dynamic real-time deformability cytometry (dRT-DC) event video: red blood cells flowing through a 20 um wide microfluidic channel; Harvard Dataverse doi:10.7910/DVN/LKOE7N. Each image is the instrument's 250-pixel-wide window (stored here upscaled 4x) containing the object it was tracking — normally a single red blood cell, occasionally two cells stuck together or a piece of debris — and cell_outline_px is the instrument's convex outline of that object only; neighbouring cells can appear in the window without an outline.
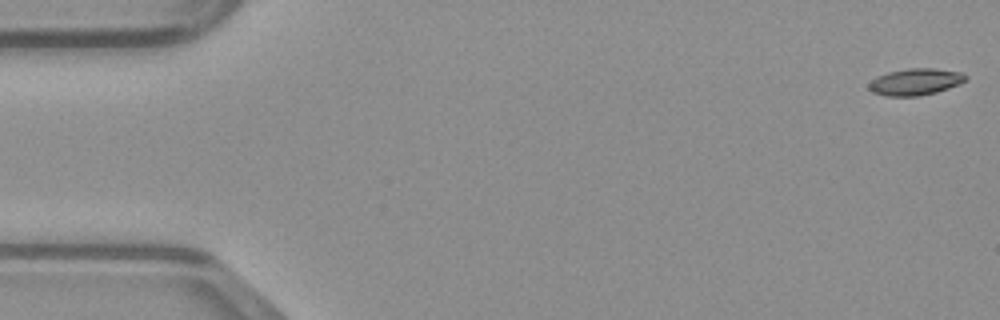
{"species": "common noctule bat (a hibernating species)", "species_latin": "Nyctalus noctula", "temperature_condition": "warm", "stored_images_in_passage": 48, "camera_frame_rate_fps": 3000, "um_per_image_px": 0.085, "animal": {"sex": "male", "body_mass_g": 23.1, "forearm_length_mm": 52.7}, "frame": {"image": 1, "passage_image": 1, "time_ms": 0.0, "image_size_px": [1000, 320], "cell_outline_px": [[968, 80], [960, 84], [936, 92], [916, 96], [888, 96], [872, 92], [868, 88], [868, 84], [876, 76], [888, 72], [908, 68], [936, 68], [964, 72], [968, 76]], "centroid_in_image_um": [77.85, 6.94], "position_along_channel_um": 7.2, "area_um2": 15.26}}
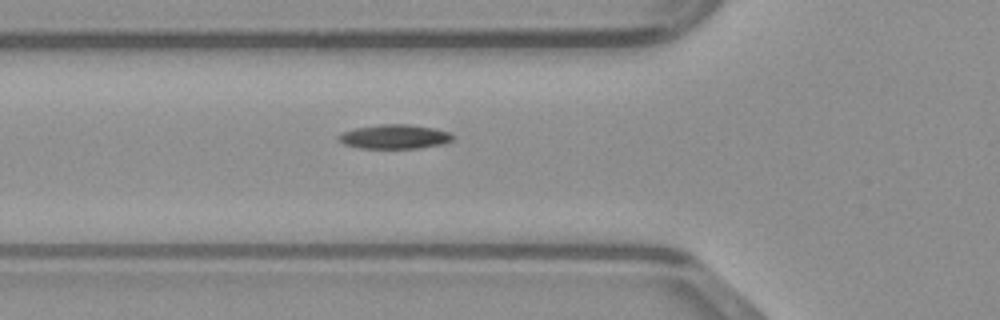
{"frame": {"image": 2, "passage_image": 17, "time_ms": 5.333, "image_size_px": [1000, 320], "cell_outline_px": [[456, 136], [452, 140], [444, 144], [420, 148], [360, 148], [344, 144], [336, 136], [340, 132], [356, 128], [380, 124], [408, 124], [432, 128], [448, 132]], "centroid_in_image_um": [33.54, 11.62], "position_along_channel_um": 92.3, "area_um2": 16.18}}
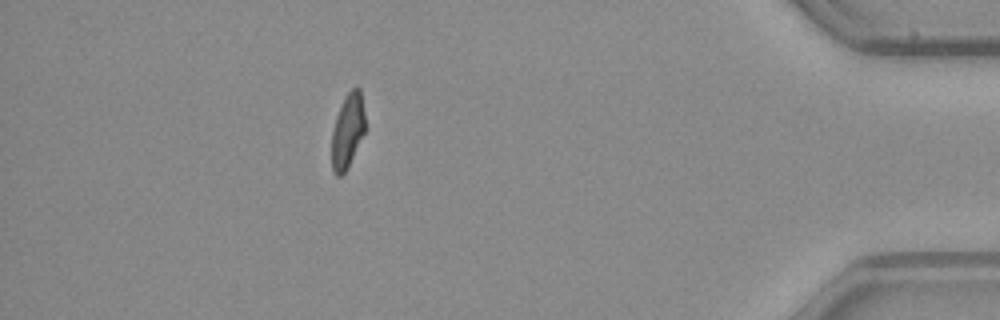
{"frame": {"image": 3, "passage_image": 43, "time_ms": 14.0, "image_size_px": [1000, 320], "cell_outline_px": [[364, 132], [344, 172], [340, 176], [336, 176], [332, 168], [332, 132], [336, 116], [344, 96], [356, 84], [360, 88], [364, 112]], "centroid_in_image_um": [29.53, 11.04], "position_along_channel_um": 405.7, "area_um2": 14.16}}